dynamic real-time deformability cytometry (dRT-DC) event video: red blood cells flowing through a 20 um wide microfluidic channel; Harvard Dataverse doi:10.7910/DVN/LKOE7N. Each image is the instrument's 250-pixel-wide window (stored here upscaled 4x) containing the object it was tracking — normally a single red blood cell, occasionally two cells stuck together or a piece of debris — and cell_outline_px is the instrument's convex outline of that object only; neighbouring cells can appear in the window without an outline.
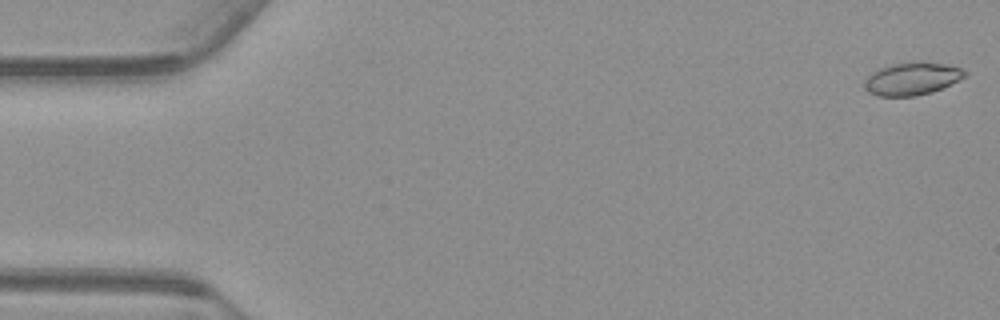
{"species": "common noctule bat (a hibernating species)", "species_latin": "Nyctalus noctula", "temperature_condition": "warm", "stored_images_in_passage": 55, "camera_frame_rate_fps": 3000, "um_per_image_px": 0.085, "animal": {"sex": "male", "body_mass_g": 23.1, "forearm_length_mm": 52.7}, "frame": {"image": 1, "passage_image": 1, "time_ms": 0.0, "image_size_px": [1000, 320], "cell_outline_px": [[968, 76], [932, 92], [916, 96], [876, 96], [868, 92], [864, 88], [864, 80], [872, 72], [880, 68], [892, 64], [920, 60], [944, 64], [960, 68], [968, 72]], "centroid_in_image_um": [77.52, 6.68], "position_along_channel_um": 7.5, "area_um2": 19.36}}
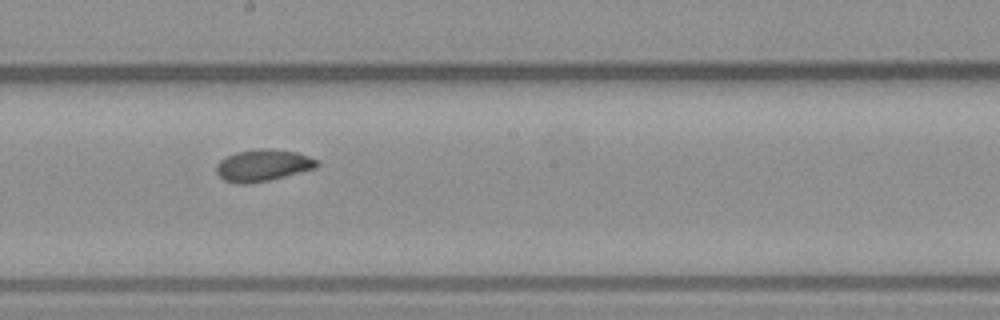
{"frame": {"image": 2, "passage_image": 30, "time_ms": 9.667, "image_size_px": [1000, 320], "cell_outline_px": [[320, 164], [316, 168], [268, 180], [244, 184], [240, 184], [224, 180], [216, 172], [216, 164], [220, 160], [236, 152], [260, 148], [268, 148], [296, 152], [320, 160]], "centroid_in_image_um": [22.36, 14.04], "position_along_channel_um": 225.8, "area_um2": 18.55}}
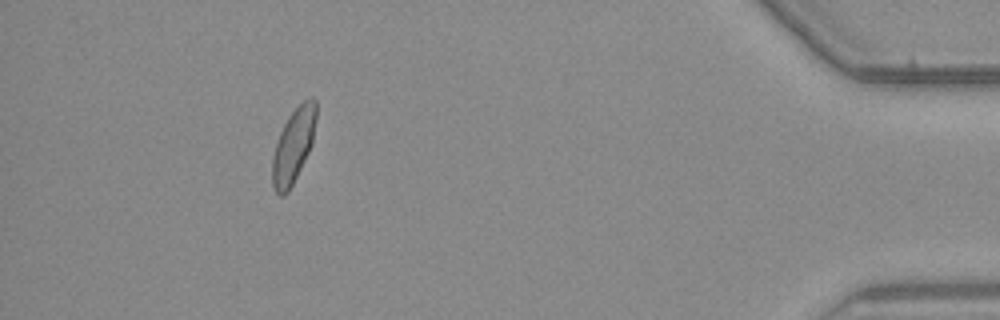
{"frame": {"image": 3, "passage_image": 50, "time_ms": 16.333, "image_size_px": [1000, 320], "cell_outline_px": [[316, 120], [312, 144], [288, 192], [284, 196], [280, 196], [276, 192], [272, 184], [272, 160], [276, 144], [280, 132], [288, 116], [304, 100], [312, 96], [316, 100]], "centroid_in_image_um": [24.94, 12.36], "position_along_channel_um": 410.3, "area_um2": 18.73}, "authors_computed_cell_mechanics": {"area_um2": 18.7272, "velocity_mm_per_s": 3.7403, "shape_relaxation_time_tau1_ms": 6.2222, "shape_relaxation_time_tau2_ms": 2.1091, "deformation_change_tau1": 0.1392, "deformation_change_tau2": 0.048}}